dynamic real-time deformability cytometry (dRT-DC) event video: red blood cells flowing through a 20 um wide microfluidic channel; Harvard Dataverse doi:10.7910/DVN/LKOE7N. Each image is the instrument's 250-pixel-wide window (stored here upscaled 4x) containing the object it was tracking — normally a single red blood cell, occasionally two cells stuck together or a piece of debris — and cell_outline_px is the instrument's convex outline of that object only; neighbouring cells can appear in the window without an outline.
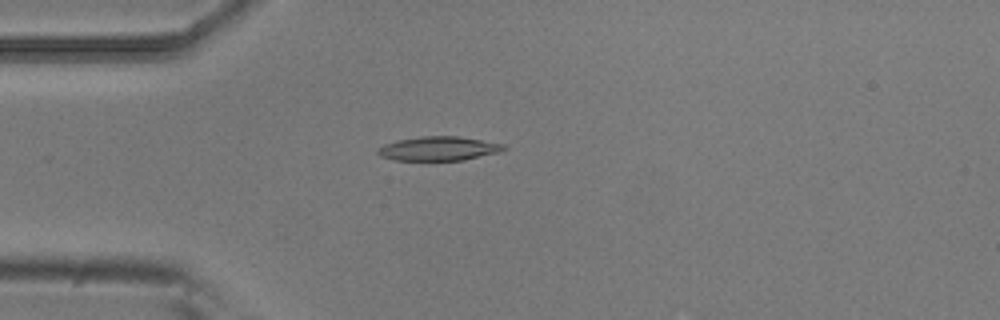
{"species": "common noctule bat (a hibernating species)", "species_latin": "Nyctalus noctula", "temperature_condition": "room temperature", "stored_images_in_passage": 5, "camera_frame_rate_fps": 3000, "um_per_image_px": 0.085, "animal": {"sex": "male", "body_mass_g": 20.5, "forearm_length_mm": 52.5}, "frame": {"image": 1, "passage_image": 4, "time_ms": 1.0, "image_size_px": [1000, 320], "cell_outline_px": [[508, 148], [496, 152], [464, 160], [396, 160], [380, 156], [376, 152], [376, 148], [384, 144], [396, 140], [420, 136], [456, 136], [504, 144]], "centroid_in_image_um": [37.21, 12.62], "position_along_channel_um": 47.8, "area_um2": 17.57}}